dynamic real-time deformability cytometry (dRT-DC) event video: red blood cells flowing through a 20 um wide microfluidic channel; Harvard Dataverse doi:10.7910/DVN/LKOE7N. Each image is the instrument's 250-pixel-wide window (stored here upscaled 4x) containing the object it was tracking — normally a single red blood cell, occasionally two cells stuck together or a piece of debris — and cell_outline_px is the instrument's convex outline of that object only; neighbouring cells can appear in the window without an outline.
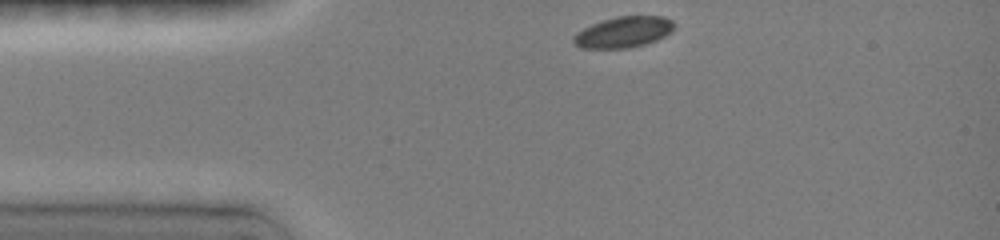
{"species": "common noctule bat (a hibernating species)", "species_latin": "Nyctalus noctula", "temperature_condition": "room temperature", "stored_images_in_passage": 20, "camera_frame_rate_fps": 3000, "um_per_image_px": 0.085, "animal": {"sex": "female", "body_mass_g": 19.0, "forearm_length_mm": 51.5}, "frame": {"image": 1, "passage_image": 1, "time_ms": 0.0, "image_size_px": [1000, 240], "cell_outline_px": [[672, 32], [656, 40], [644, 44], [624, 48], [580, 48], [572, 40], [572, 36], [576, 32], [592, 24], [616, 16], [664, 16], [672, 20]], "centroid_in_image_um": [52.97, 2.72], "position_along_channel_um": 32.0, "area_um2": 17.98}}
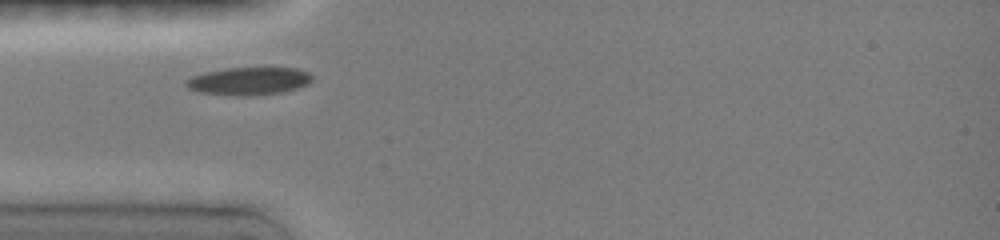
{"frame": {"image": 2, "passage_image": 5, "time_ms": 1.667, "image_size_px": [1000, 240], "cell_outline_px": [[312, 80], [308, 84], [296, 88], [280, 92], [204, 92], [188, 88], [188, 80], [192, 76], [204, 72], [224, 68], [272, 64], [296, 68], [308, 72], [312, 76]], "centroid_in_image_um": [21.29, 6.75], "position_along_channel_um": 63.7, "area_um2": 19.83}}
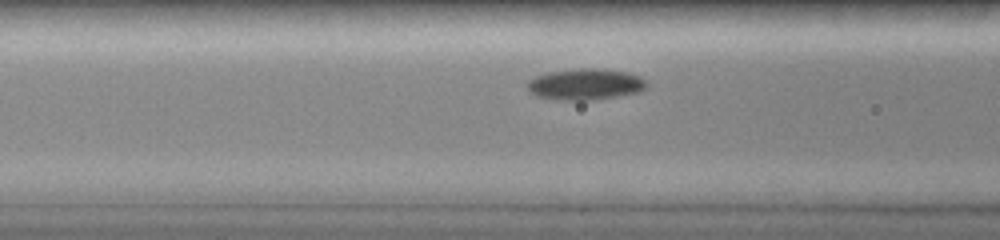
{"frame": {"image": 3, "passage_image": 9, "time_ms": 3.0, "image_size_px": [1000, 240], "cell_outline_px": [[644, 88], [640, 92], [592, 100], [568, 100], [540, 96], [532, 92], [528, 88], [528, 80], [536, 76], [548, 72], [580, 68], [600, 68], [628, 72], [640, 76], [644, 80]], "centroid_in_image_um": [49.78, 7.14], "position_along_channel_um": 116.8, "area_um2": 21.33}}